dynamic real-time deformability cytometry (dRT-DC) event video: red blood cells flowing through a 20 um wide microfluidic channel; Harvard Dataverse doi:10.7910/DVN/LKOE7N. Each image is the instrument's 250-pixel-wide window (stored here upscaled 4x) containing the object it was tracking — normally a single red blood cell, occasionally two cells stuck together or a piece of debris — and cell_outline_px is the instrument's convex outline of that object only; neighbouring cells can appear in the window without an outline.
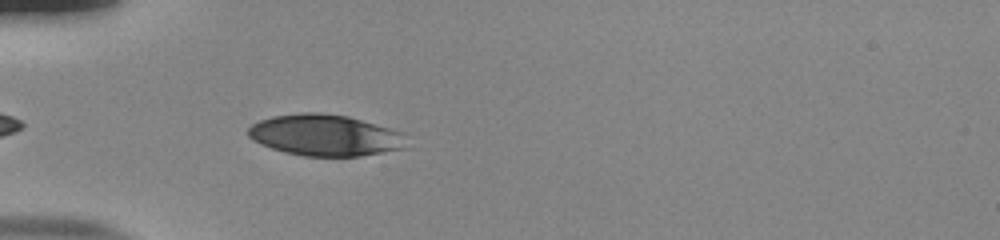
{"species": "human", "species_latin": "Homo sapiens", "temperature_condition": "room temperature", "stored_images_in_passage": 37, "camera_frame_rate_fps": 3000, "um_per_image_px": 0.085, "donor": {"sex": "male"}, "frame": {"image": 1, "passage_image": 3, "time_ms": 0.667, "image_size_px": [1000, 240], "cell_outline_px": [[408, 148], [360, 156], [304, 156], [284, 152], [260, 144], [252, 140], [248, 136], [248, 128], [252, 124], [260, 120], [272, 116], [300, 112], [320, 112], [348, 116], [388, 128], [400, 132]], "centroid_in_image_um": [27.59, 11.49], "position_along_channel_um": 57.4, "area_um2": 38.09}}
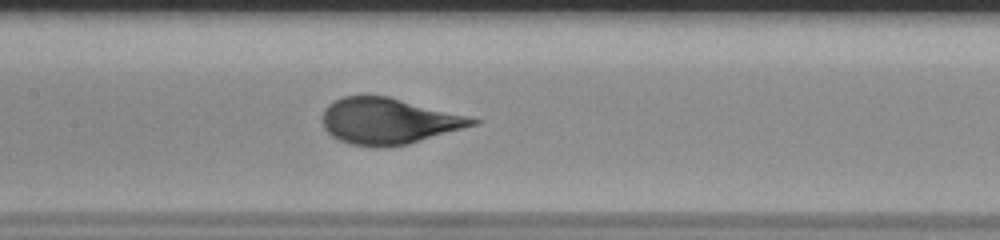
{"frame": {"image": 2, "passage_image": 13, "time_ms": 4.0, "image_size_px": [1000, 240], "cell_outline_px": [[484, 120], [480, 124], [408, 144], [388, 148], [372, 148], [348, 144], [332, 136], [324, 128], [320, 116], [324, 108], [328, 104], [344, 96], [388, 96]], "centroid_in_image_um": [33.02, 10.32], "position_along_channel_um": 174.4, "area_um2": 40.81}}
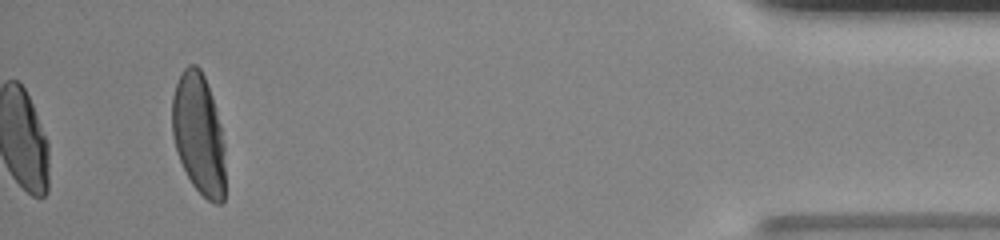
{"frame": {"image": 3, "passage_image": 37, "time_ms": 12.0, "image_size_px": [1000, 240], "cell_outline_px": [[224, 200], [220, 204], [216, 204], [208, 200], [192, 184], [180, 160], [172, 136], [172, 96], [176, 84], [184, 68], [188, 64], [196, 64], [200, 68], [204, 76], [220, 124], [224, 144]], "centroid_in_image_um": [16.88, 11.4], "position_along_channel_um": 418.3, "area_um2": 37.05}}